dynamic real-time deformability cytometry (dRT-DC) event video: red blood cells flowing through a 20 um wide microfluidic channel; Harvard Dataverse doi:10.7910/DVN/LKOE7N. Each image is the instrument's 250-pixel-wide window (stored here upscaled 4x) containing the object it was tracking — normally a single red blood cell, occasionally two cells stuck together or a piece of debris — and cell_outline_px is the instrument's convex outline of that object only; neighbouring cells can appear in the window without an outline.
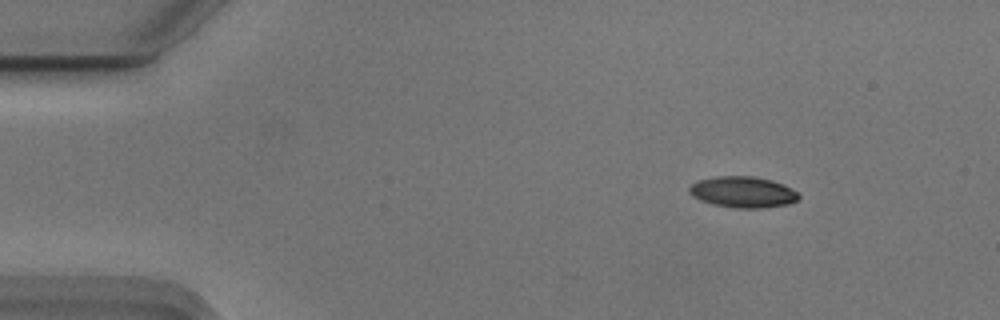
{"species": "Egyptian fruit bat (a non-hibernating species)", "species_latin": "Rousettus aegyptiacus", "temperature_condition": "cold", "stored_images_in_passage": 10, "camera_frame_rate_fps": 3000, "um_per_image_px": 0.085, "animal": {"sex": "male"}, "frame": {"image": 1, "passage_image": 1, "time_ms": 0.0, "image_size_px": [1000, 320], "cell_outline_px": [[800, 196], [796, 200], [788, 204], [756, 208], [740, 208], [716, 204], [700, 200], [692, 196], [688, 192], [688, 188], [692, 184], [700, 180], [716, 176], [752, 176], [772, 180], [796, 192]], "centroid_in_image_um": [63.1, 16.31], "position_along_channel_um": 21.9, "area_um2": 19.36}}
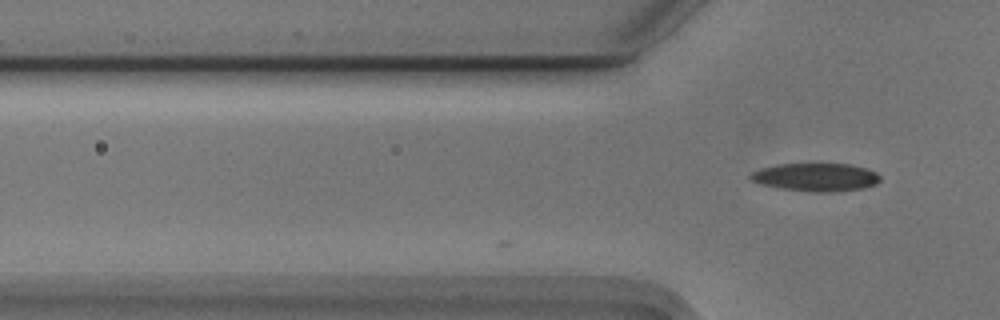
{"frame": {"image": 2, "passage_image": 10, "time_ms": 3.0, "image_size_px": [1000, 320], "cell_outline_px": [[880, 180], [876, 184], [864, 188], [836, 192], [812, 192], [780, 188], [764, 184], [752, 180], [748, 176], [752, 172], [760, 168], [780, 164], [848, 164], [864, 168], [876, 172], [880, 176]], "centroid_in_image_um": [69.37, 15.06], "position_along_channel_um": 56.4, "area_um2": 21.1}}